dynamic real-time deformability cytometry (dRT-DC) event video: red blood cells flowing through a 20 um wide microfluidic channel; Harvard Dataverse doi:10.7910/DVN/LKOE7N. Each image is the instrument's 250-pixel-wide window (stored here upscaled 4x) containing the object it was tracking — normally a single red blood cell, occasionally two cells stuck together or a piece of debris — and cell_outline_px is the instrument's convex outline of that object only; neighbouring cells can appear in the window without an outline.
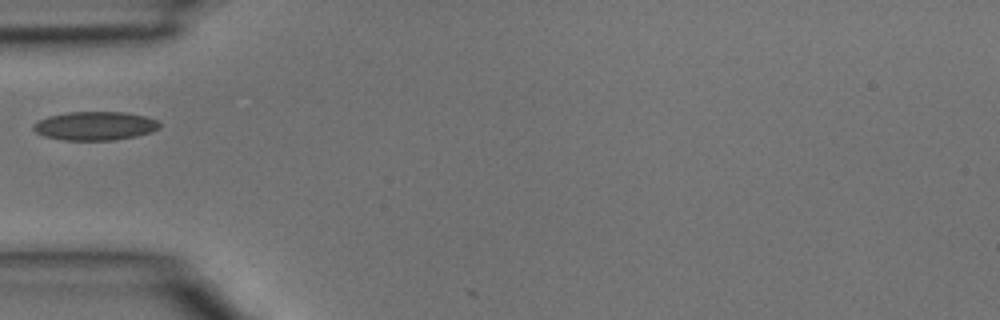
{"species": "common noctule bat (a hibernating species)", "species_latin": "Nyctalus noctula", "temperature_condition": "room temperature", "stored_images_in_passage": 1, "camera_frame_rate_fps": 3000, "um_per_image_px": 0.085, "animal": {"sex": "male", "body_mass_g": 15.6}, "frame": {"image": 1, "passage_image": 1, "time_ms": 0.0, "image_size_px": [1000, 320], "cell_outline_px": [[160, 128], [152, 132], [136, 136], [116, 140], [64, 140], [44, 136], [36, 132], [32, 128], [32, 124], [48, 116], [68, 112], [124, 112], [144, 116], [156, 120], [160, 124]], "centroid_in_image_um": [8.07, 10.7], "position_along_channel_um": 76.9, "area_um2": 21.1}}